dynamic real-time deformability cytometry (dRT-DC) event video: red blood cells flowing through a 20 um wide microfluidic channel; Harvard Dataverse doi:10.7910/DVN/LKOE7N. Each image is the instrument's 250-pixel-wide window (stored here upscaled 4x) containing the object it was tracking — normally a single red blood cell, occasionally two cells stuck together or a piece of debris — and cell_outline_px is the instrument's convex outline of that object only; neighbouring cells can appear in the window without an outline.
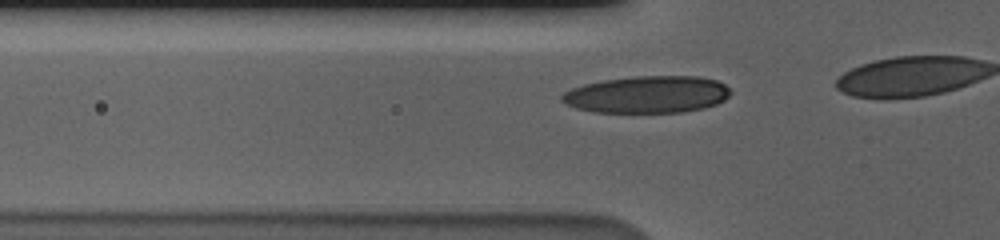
{"species": "human", "species_latin": "Homo sapiens", "temperature_condition": "cold", "stored_images_in_passage": 14, "camera_frame_rate_fps": 3000, "um_per_image_px": 0.085, "donor": {"sex": "male"}, "frame": {"image": 1, "passage_image": 8, "time_ms": 2.333, "image_size_px": [1000, 240], "cell_outline_px": [[732, 92], [724, 100], [716, 104], [704, 108], [684, 112], [592, 112], [576, 108], [564, 104], [560, 100], [560, 96], [564, 92], [572, 88], [584, 84], [604, 80], [636, 76], [700, 76], [716, 80], [724, 84]], "centroid_in_image_um": [55.0, 8.03], "position_along_channel_um": 70.8, "area_um2": 36.59}}
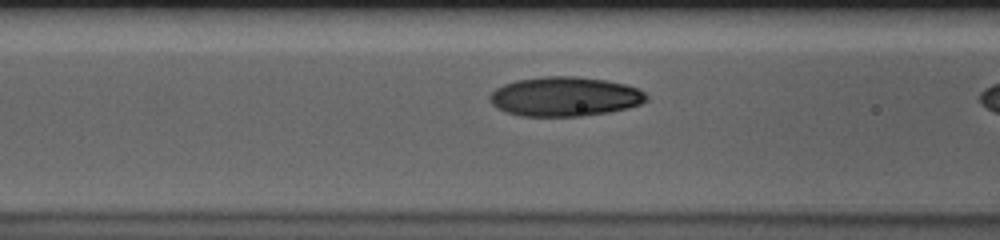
{"frame": {"image": 2, "passage_image": 12, "time_ms": 3.667, "image_size_px": [1000, 240], "cell_outline_px": [[648, 100], [640, 104], [628, 108], [608, 112], [584, 116], [520, 116], [496, 108], [492, 104], [488, 96], [496, 88], [504, 84], [516, 80], [544, 76], [576, 76], [604, 80], [624, 84], [636, 88], [644, 92], [648, 96]], "centroid_in_image_um": [48.0, 8.21], "position_along_channel_um": 118.6, "area_um2": 36.01}}